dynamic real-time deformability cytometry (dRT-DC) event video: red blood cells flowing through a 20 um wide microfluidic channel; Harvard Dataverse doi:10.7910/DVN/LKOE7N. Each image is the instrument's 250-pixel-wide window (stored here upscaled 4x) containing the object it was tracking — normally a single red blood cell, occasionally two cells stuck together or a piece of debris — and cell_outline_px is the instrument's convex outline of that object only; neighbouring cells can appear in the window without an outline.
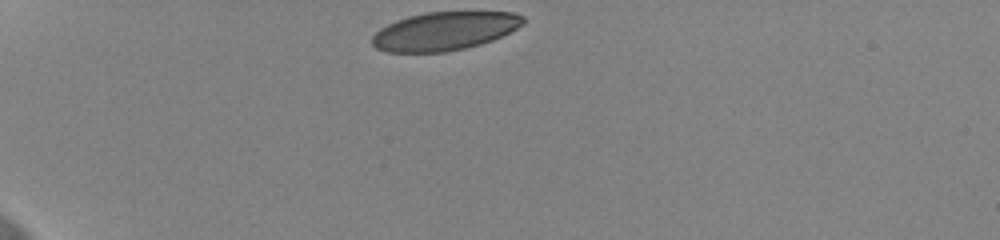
{"species": "human", "species_latin": "Homo sapiens", "temperature_condition": "cold", "stored_images_in_passage": 34, "camera_frame_rate_fps": 3000, "um_per_image_px": 0.085, "donor": {"sex": "female"}, "frame": {"image": 1, "passage_image": 1, "time_ms": 0.0, "image_size_px": [1000, 240], "cell_outline_px": [[524, 24], [492, 40], [480, 44], [464, 48], [444, 52], [388, 52], [376, 48], [372, 44], [372, 36], [380, 28], [396, 20], [408, 16], [428, 12], [516, 12], [524, 16]], "centroid_in_image_um": [37.77, 2.64], "position_along_channel_um": 47.2, "area_um2": 33.64}}
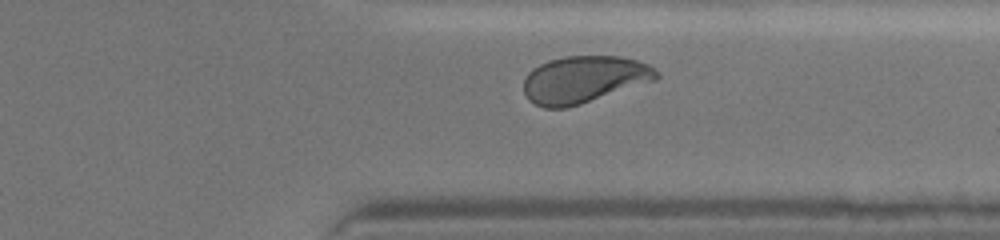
{"frame": {"image": 2, "passage_image": 31, "time_ms": 10.0, "image_size_px": [1000, 240], "cell_outline_px": [[660, 76], [656, 80], [568, 108], [544, 108], [528, 100], [524, 92], [524, 80], [528, 72], [532, 68], [548, 60], [568, 56], [620, 56], [636, 60], [648, 64], [660, 72]], "centroid_in_image_um": [49.64, 6.75], "position_along_channel_um": 361.8, "area_um2": 36.53}}
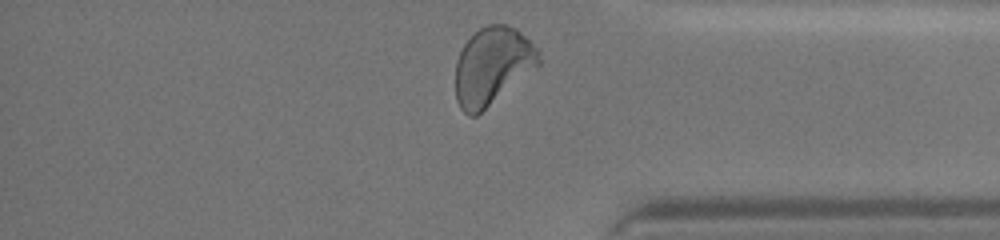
{"frame": {"image": 3, "passage_image": 34, "time_ms": 11.0, "image_size_px": [1000, 240], "cell_outline_px": [[540, 64], [476, 116], [468, 116], [460, 108], [456, 100], [456, 60], [464, 44], [480, 28], [488, 24], [504, 24], [516, 28], [540, 52]], "centroid_in_image_um": [41.83, 5.61], "position_along_channel_um": 393.4, "area_um2": 37.17}, "authors_computed_cell_mechanics": {"area_um2": 36.5296, "velocity_mm_per_s": 3.6224, "shape_relaxation_time_tau1_ms": 4.0959, "shape_relaxation_time_tau2_ms": null, "deformation_change_tau1": 0.1424, "deformation_change_tau2": null}}